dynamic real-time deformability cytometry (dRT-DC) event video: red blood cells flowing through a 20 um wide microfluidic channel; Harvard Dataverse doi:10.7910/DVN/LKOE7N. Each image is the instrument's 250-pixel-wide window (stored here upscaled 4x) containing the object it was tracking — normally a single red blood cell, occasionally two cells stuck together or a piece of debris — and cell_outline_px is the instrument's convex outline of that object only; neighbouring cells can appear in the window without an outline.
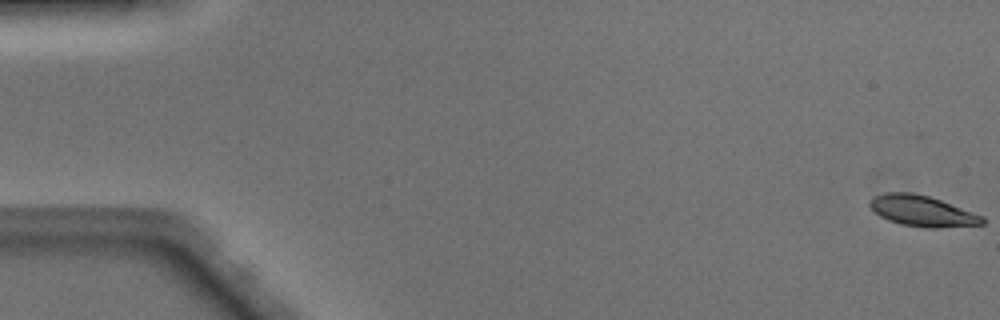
{"species": "Egyptian fruit bat (a non-hibernating species)", "species_latin": "Rousettus aegyptiacus", "temperature_condition": "warm", "stored_images_in_passage": 49, "camera_frame_rate_fps": 3000, "um_per_image_px": 0.085, "animal": {"sex": "male"}, "frame": {"image": 1, "passage_image": 1, "time_ms": 0.0, "image_size_px": [1000, 320], "cell_outline_px": [[984, 224], [936, 228], [924, 228], [900, 224], [888, 220], [880, 216], [868, 204], [876, 196], [884, 192], [912, 192], [928, 196], [940, 200], [984, 216]], "centroid_in_image_um": [78.4, 17.94], "position_along_channel_um": 6.6, "area_um2": 20.06}}
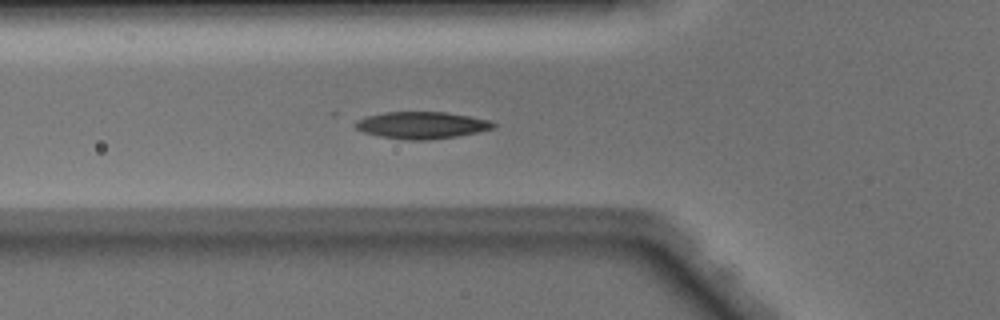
{"frame": {"image": 2, "passage_image": 18, "time_ms": 5.667, "image_size_px": [1000, 320], "cell_outline_px": [[496, 124], [492, 128], [476, 132], [456, 136], [428, 140], [404, 140], [380, 136], [364, 132], [356, 128], [356, 120], [364, 116], [384, 112], [448, 112], [492, 120]], "centroid_in_image_um": [35.84, 10.63], "position_along_channel_um": 90.0, "area_um2": 21.68}}
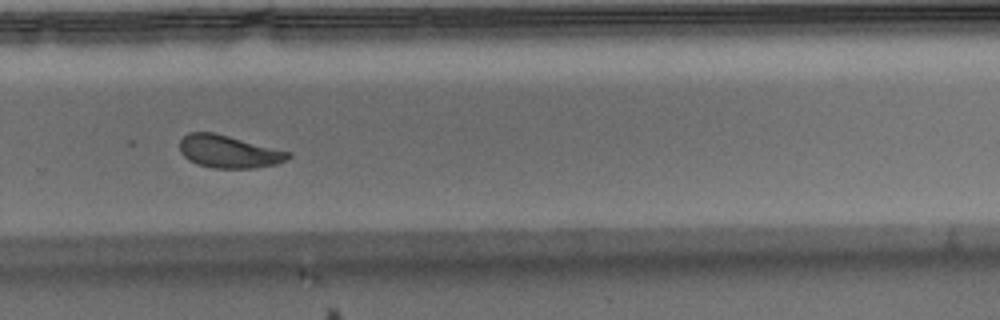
{"frame": {"image": 3, "passage_image": 34, "time_ms": 11.0, "image_size_px": [1000, 320], "cell_outline_px": [[292, 156], [276, 164], [252, 168], [212, 168], [196, 164], [188, 160], [180, 152], [180, 140], [188, 132], [212, 132], [292, 152]], "centroid_in_image_um": [19.42, 12.89], "position_along_channel_um": 310.4, "area_um2": 20.58}, "authors_computed_cell_mechanics": {"area_um2": 21.2704, "velocity_mm_per_s": 4.1271, "shape_relaxation_time_tau1_ms": null, "shape_relaxation_time_tau2_ms": 3.9086, "deformation_change_tau1": null, "deformation_change_tau2": 0.1032}}